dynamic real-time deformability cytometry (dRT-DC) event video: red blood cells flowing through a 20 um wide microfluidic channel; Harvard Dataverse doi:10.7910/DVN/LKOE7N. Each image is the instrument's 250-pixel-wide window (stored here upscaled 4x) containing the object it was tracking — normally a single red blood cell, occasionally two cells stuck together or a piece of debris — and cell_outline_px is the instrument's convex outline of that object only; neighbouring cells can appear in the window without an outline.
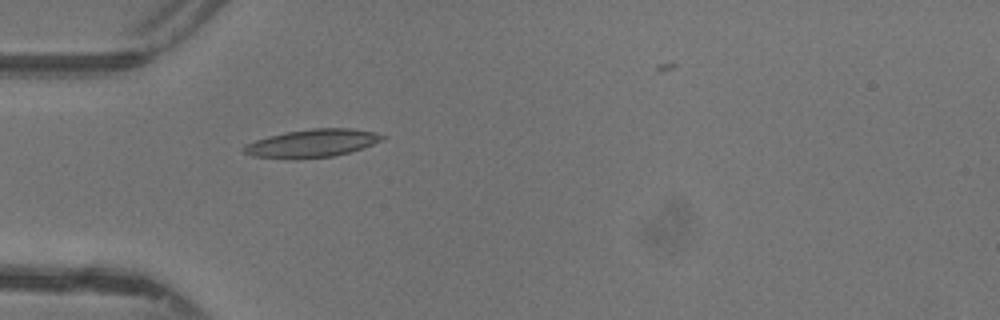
{"species": "common noctule bat (a hibernating species)", "species_latin": "Nyctalus noctula", "temperature_condition": "warm", "stored_images_in_passage": 31, "camera_frame_rate_fps": 3000, "um_per_image_px": 0.085, "animal": {"sex": "female"}, "frame": {"image": 1, "passage_image": 1, "time_ms": 0.0, "image_size_px": [1000, 320], "cell_outline_px": [[388, 136], [384, 140], [348, 152], [332, 156], [296, 160], [292, 160], [252, 156], [244, 152], [240, 148], [244, 144], [268, 136], [288, 132], [312, 128], [352, 128], [372, 132]], "centroid_in_image_um": [26.48, 12.19], "position_along_channel_um": 58.5, "area_um2": 22.72}}
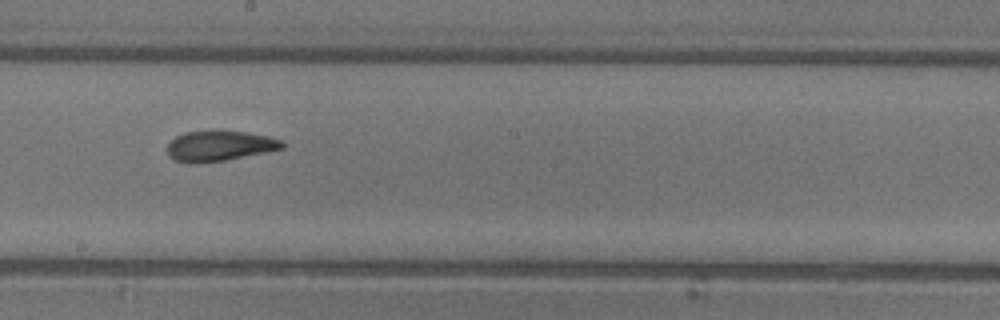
{"frame": {"image": 2, "passage_image": 13, "time_ms": 4.0, "image_size_px": [1000, 320], "cell_outline_px": [[284, 148], [224, 160], [196, 164], [188, 164], [176, 160], [168, 156], [168, 144], [176, 136], [184, 132], [212, 128], [216, 128], [244, 132], [268, 136], [284, 140]], "centroid_in_image_um": [18.63, 12.36], "position_along_channel_um": 229.6, "area_um2": 20.87}}
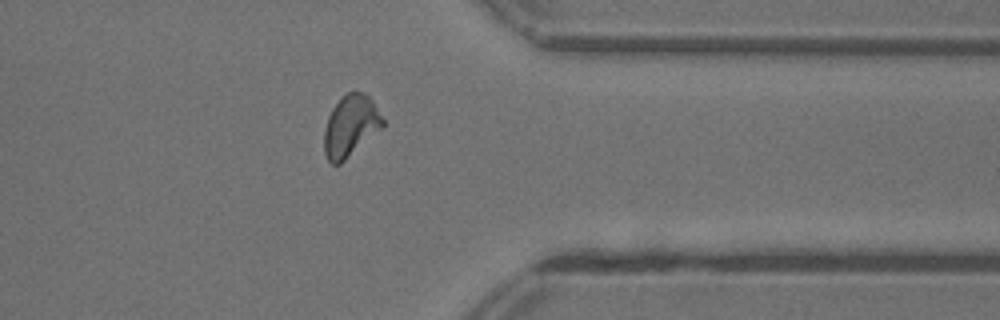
{"frame": {"image": 3, "passage_image": 24, "time_ms": 7.667, "image_size_px": [1000, 320], "cell_outline_px": [[384, 128], [340, 164], [332, 164], [328, 160], [324, 152], [324, 128], [328, 116], [332, 108], [348, 92], [364, 92], [372, 100], [384, 120]], "centroid_in_image_um": [29.81, 10.73], "position_along_channel_um": 381.6, "area_um2": 21.04}, "authors_computed_cell_mechanics": {"area_um2": 20.6346, "velocity_mm_per_s": 4.3957, "shape_relaxation_time_tau1_ms": 3.5988, "shape_relaxation_time_tau2_ms": 1.9712, "deformation_change_tau1": 0.1727, "deformation_change_tau2": 0.1026}}